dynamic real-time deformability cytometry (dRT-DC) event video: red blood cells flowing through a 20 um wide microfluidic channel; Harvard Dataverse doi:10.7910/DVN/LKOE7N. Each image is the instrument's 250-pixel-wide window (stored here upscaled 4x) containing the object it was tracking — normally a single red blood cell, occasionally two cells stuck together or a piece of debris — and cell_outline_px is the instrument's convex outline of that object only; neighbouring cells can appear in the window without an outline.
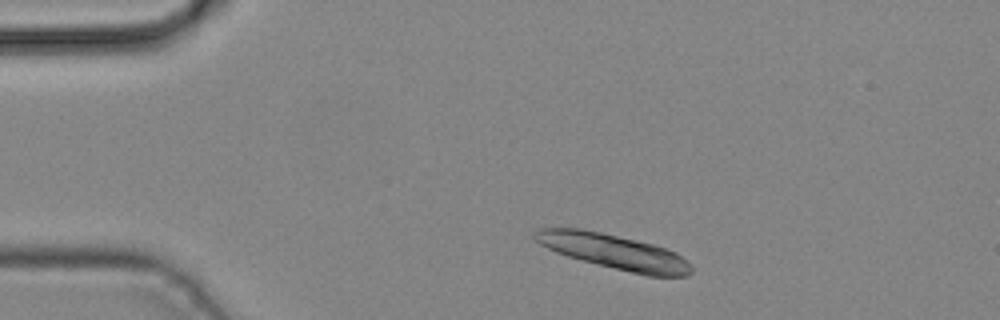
{"species": "common noctule bat (a hibernating species)", "species_latin": "Nyctalus noctula", "temperature_condition": "cold", "stored_images_in_passage": 31, "segment_of_instrument_passage": [1, 2], "camera_frame_rate_fps": 3000, "um_per_image_px": 0.085, "animal": {"sex": "male", "body_mass_g": 19.2, "forearm_length_mm": 51.8}, "frame": {"image": 1, "passage_image": 3, "time_ms": 0.667, "image_size_px": [1000, 320], "cell_outline_px": [[692, 272], [688, 276], [648, 276], [568, 256], [556, 252], [540, 244], [532, 236], [532, 232], [540, 228], [580, 228], [600, 232], [636, 240], [652, 244], [676, 252], [688, 260], [692, 264]], "centroid_in_image_um": [52.21, 21.38], "position_along_channel_um": 32.8, "area_um2": 31.44}}